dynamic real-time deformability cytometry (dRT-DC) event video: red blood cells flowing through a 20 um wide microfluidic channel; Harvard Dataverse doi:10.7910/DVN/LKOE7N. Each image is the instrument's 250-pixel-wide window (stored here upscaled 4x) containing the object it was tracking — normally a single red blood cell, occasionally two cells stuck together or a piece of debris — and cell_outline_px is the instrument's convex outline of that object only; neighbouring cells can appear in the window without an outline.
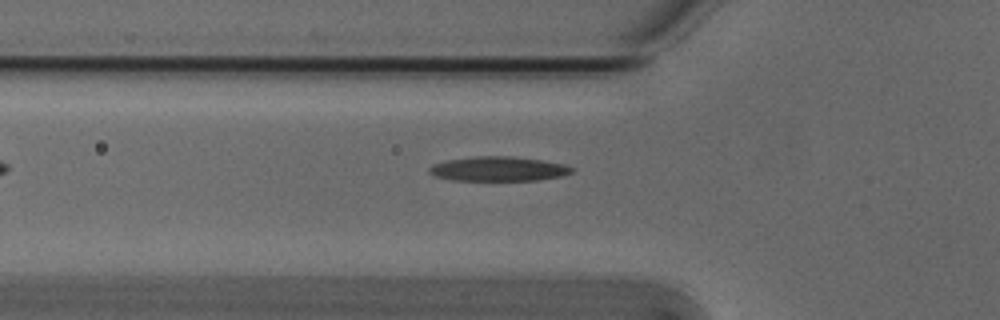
{"species": "Egyptian fruit bat (a non-hibernating species)", "species_latin": "Rousettus aegyptiacus", "temperature_condition": "cold", "stored_images_in_passage": 3, "camera_frame_rate_fps": 3000, "um_per_image_px": 0.085, "animal": {"sex": "male"}, "frame": {"image": 1, "passage_image": 3, "time_ms": 0.667, "image_size_px": [1000, 320], "cell_outline_px": [[576, 168], [572, 172], [560, 176], [536, 180], [452, 180], [436, 176], [428, 172], [428, 168], [432, 164], [448, 160], [476, 156], [512, 156], [540, 160], [564, 164]], "centroid_in_image_um": [42.35, 14.35], "position_along_channel_um": 83.4, "area_um2": 20.23}}